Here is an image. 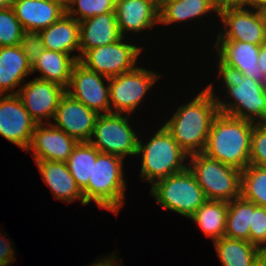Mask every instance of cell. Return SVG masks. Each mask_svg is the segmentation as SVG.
<instances>
[{
  "label": "cell",
  "instance_id": "cell-1",
  "mask_svg": "<svg viewBox=\"0 0 266 266\" xmlns=\"http://www.w3.org/2000/svg\"><path fill=\"white\" fill-rule=\"evenodd\" d=\"M213 87L214 84L209 83L191 101L178 106L162 124L189 155L203 152L212 122L219 113Z\"/></svg>",
  "mask_w": 266,
  "mask_h": 266
},
{
  "label": "cell",
  "instance_id": "cell-20",
  "mask_svg": "<svg viewBox=\"0 0 266 266\" xmlns=\"http://www.w3.org/2000/svg\"><path fill=\"white\" fill-rule=\"evenodd\" d=\"M35 163L54 199L68 204L81 200L82 205H88L85 202L82 190L70 174L66 162L38 160Z\"/></svg>",
  "mask_w": 266,
  "mask_h": 266
},
{
  "label": "cell",
  "instance_id": "cell-7",
  "mask_svg": "<svg viewBox=\"0 0 266 266\" xmlns=\"http://www.w3.org/2000/svg\"><path fill=\"white\" fill-rule=\"evenodd\" d=\"M149 195L165 210L188 219L207 200L203 189L188 167L156 181L151 186Z\"/></svg>",
  "mask_w": 266,
  "mask_h": 266
},
{
  "label": "cell",
  "instance_id": "cell-27",
  "mask_svg": "<svg viewBox=\"0 0 266 266\" xmlns=\"http://www.w3.org/2000/svg\"><path fill=\"white\" fill-rule=\"evenodd\" d=\"M228 202L206 200L189 218L213 241L224 237Z\"/></svg>",
  "mask_w": 266,
  "mask_h": 266
},
{
  "label": "cell",
  "instance_id": "cell-39",
  "mask_svg": "<svg viewBox=\"0 0 266 266\" xmlns=\"http://www.w3.org/2000/svg\"><path fill=\"white\" fill-rule=\"evenodd\" d=\"M258 65L266 77V44L260 45V51L258 55Z\"/></svg>",
  "mask_w": 266,
  "mask_h": 266
},
{
  "label": "cell",
  "instance_id": "cell-31",
  "mask_svg": "<svg viewBox=\"0 0 266 266\" xmlns=\"http://www.w3.org/2000/svg\"><path fill=\"white\" fill-rule=\"evenodd\" d=\"M116 0H71L66 13L81 22L96 15L115 11Z\"/></svg>",
  "mask_w": 266,
  "mask_h": 266
},
{
  "label": "cell",
  "instance_id": "cell-43",
  "mask_svg": "<svg viewBox=\"0 0 266 266\" xmlns=\"http://www.w3.org/2000/svg\"><path fill=\"white\" fill-rule=\"evenodd\" d=\"M51 1L58 3L65 10L69 7V5L71 3V0H51Z\"/></svg>",
  "mask_w": 266,
  "mask_h": 266
},
{
  "label": "cell",
  "instance_id": "cell-45",
  "mask_svg": "<svg viewBox=\"0 0 266 266\" xmlns=\"http://www.w3.org/2000/svg\"><path fill=\"white\" fill-rule=\"evenodd\" d=\"M261 12H262V15L264 17V21L266 22V4L260 8Z\"/></svg>",
  "mask_w": 266,
  "mask_h": 266
},
{
  "label": "cell",
  "instance_id": "cell-19",
  "mask_svg": "<svg viewBox=\"0 0 266 266\" xmlns=\"http://www.w3.org/2000/svg\"><path fill=\"white\" fill-rule=\"evenodd\" d=\"M11 7L24 31L29 32L46 29L66 13L51 0H13Z\"/></svg>",
  "mask_w": 266,
  "mask_h": 266
},
{
  "label": "cell",
  "instance_id": "cell-8",
  "mask_svg": "<svg viewBox=\"0 0 266 266\" xmlns=\"http://www.w3.org/2000/svg\"><path fill=\"white\" fill-rule=\"evenodd\" d=\"M128 114H99L89 143L100 153L122 157L136 156L139 135L130 125ZM95 139V140H94Z\"/></svg>",
  "mask_w": 266,
  "mask_h": 266
},
{
  "label": "cell",
  "instance_id": "cell-6",
  "mask_svg": "<svg viewBox=\"0 0 266 266\" xmlns=\"http://www.w3.org/2000/svg\"><path fill=\"white\" fill-rule=\"evenodd\" d=\"M188 161V168L207 200L231 202L241 196V170L203 152L190 154Z\"/></svg>",
  "mask_w": 266,
  "mask_h": 266
},
{
  "label": "cell",
  "instance_id": "cell-2",
  "mask_svg": "<svg viewBox=\"0 0 266 266\" xmlns=\"http://www.w3.org/2000/svg\"><path fill=\"white\" fill-rule=\"evenodd\" d=\"M216 59L217 77L221 80L220 83H223L222 86L227 95L222 98H225L224 100L221 99V96H216L219 112L253 123H266V90L264 85L245 76L240 70L229 66L218 56Z\"/></svg>",
  "mask_w": 266,
  "mask_h": 266
},
{
  "label": "cell",
  "instance_id": "cell-37",
  "mask_svg": "<svg viewBox=\"0 0 266 266\" xmlns=\"http://www.w3.org/2000/svg\"><path fill=\"white\" fill-rule=\"evenodd\" d=\"M113 253H117V251L112 252V255L106 256V257H99L98 259L95 260V262H92V264H90L91 266H124L122 262H119V256L113 254ZM118 259V260H117ZM89 265V266H90ZM88 266V265H87Z\"/></svg>",
  "mask_w": 266,
  "mask_h": 266
},
{
  "label": "cell",
  "instance_id": "cell-3",
  "mask_svg": "<svg viewBox=\"0 0 266 266\" xmlns=\"http://www.w3.org/2000/svg\"><path fill=\"white\" fill-rule=\"evenodd\" d=\"M254 123L219 112L214 118L203 153L243 171L249 165Z\"/></svg>",
  "mask_w": 266,
  "mask_h": 266
},
{
  "label": "cell",
  "instance_id": "cell-13",
  "mask_svg": "<svg viewBox=\"0 0 266 266\" xmlns=\"http://www.w3.org/2000/svg\"><path fill=\"white\" fill-rule=\"evenodd\" d=\"M65 93L66 89L59 84L34 78L20 86L17 96L37 124H46L53 120L59 101Z\"/></svg>",
  "mask_w": 266,
  "mask_h": 266
},
{
  "label": "cell",
  "instance_id": "cell-32",
  "mask_svg": "<svg viewBox=\"0 0 266 266\" xmlns=\"http://www.w3.org/2000/svg\"><path fill=\"white\" fill-rule=\"evenodd\" d=\"M24 32L12 7L0 10V47L19 45Z\"/></svg>",
  "mask_w": 266,
  "mask_h": 266
},
{
  "label": "cell",
  "instance_id": "cell-38",
  "mask_svg": "<svg viewBox=\"0 0 266 266\" xmlns=\"http://www.w3.org/2000/svg\"><path fill=\"white\" fill-rule=\"evenodd\" d=\"M212 2L218 10L227 7H243L245 4V0H212Z\"/></svg>",
  "mask_w": 266,
  "mask_h": 266
},
{
  "label": "cell",
  "instance_id": "cell-28",
  "mask_svg": "<svg viewBox=\"0 0 266 266\" xmlns=\"http://www.w3.org/2000/svg\"><path fill=\"white\" fill-rule=\"evenodd\" d=\"M251 201L242 196L228 202L224 237L249 242Z\"/></svg>",
  "mask_w": 266,
  "mask_h": 266
},
{
  "label": "cell",
  "instance_id": "cell-21",
  "mask_svg": "<svg viewBox=\"0 0 266 266\" xmlns=\"http://www.w3.org/2000/svg\"><path fill=\"white\" fill-rule=\"evenodd\" d=\"M121 37L115 11L79 22L80 58L88 50L114 43Z\"/></svg>",
  "mask_w": 266,
  "mask_h": 266
},
{
  "label": "cell",
  "instance_id": "cell-17",
  "mask_svg": "<svg viewBox=\"0 0 266 266\" xmlns=\"http://www.w3.org/2000/svg\"><path fill=\"white\" fill-rule=\"evenodd\" d=\"M216 56L223 62L240 70L245 76L265 84L266 77L258 65L260 46L248 42L216 40Z\"/></svg>",
  "mask_w": 266,
  "mask_h": 266
},
{
  "label": "cell",
  "instance_id": "cell-36",
  "mask_svg": "<svg viewBox=\"0 0 266 266\" xmlns=\"http://www.w3.org/2000/svg\"><path fill=\"white\" fill-rule=\"evenodd\" d=\"M0 236V266H9L15 262L16 251H14L13 242L11 240L9 242V239L5 238L6 235H3V237L0 234Z\"/></svg>",
  "mask_w": 266,
  "mask_h": 266
},
{
  "label": "cell",
  "instance_id": "cell-44",
  "mask_svg": "<svg viewBox=\"0 0 266 266\" xmlns=\"http://www.w3.org/2000/svg\"><path fill=\"white\" fill-rule=\"evenodd\" d=\"M13 0H0V10L11 7Z\"/></svg>",
  "mask_w": 266,
  "mask_h": 266
},
{
  "label": "cell",
  "instance_id": "cell-4",
  "mask_svg": "<svg viewBox=\"0 0 266 266\" xmlns=\"http://www.w3.org/2000/svg\"><path fill=\"white\" fill-rule=\"evenodd\" d=\"M143 143L139 137L137 157H141L140 178L151 183L180 172L188 167L189 154L185 152L164 126ZM187 163H186V162Z\"/></svg>",
  "mask_w": 266,
  "mask_h": 266
},
{
  "label": "cell",
  "instance_id": "cell-29",
  "mask_svg": "<svg viewBox=\"0 0 266 266\" xmlns=\"http://www.w3.org/2000/svg\"><path fill=\"white\" fill-rule=\"evenodd\" d=\"M99 154L89 142H78L66 161L70 174L81 190L87 186L88 180L92 179L93 160H97Z\"/></svg>",
  "mask_w": 266,
  "mask_h": 266
},
{
  "label": "cell",
  "instance_id": "cell-48",
  "mask_svg": "<svg viewBox=\"0 0 266 266\" xmlns=\"http://www.w3.org/2000/svg\"><path fill=\"white\" fill-rule=\"evenodd\" d=\"M171 0H162V3L164 4L165 2H169Z\"/></svg>",
  "mask_w": 266,
  "mask_h": 266
},
{
  "label": "cell",
  "instance_id": "cell-47",
  "mask_svg": "<svg viewBox=\"0 0 266 266\" xmlns=\"http://www.w3.org/2000/svg\"><path fill=\"white\" fill-rule=\"evenodd\" d=\"M264 44H266V25H265V32H264Z\"/></svg>",
  "mask_w": 266,
  "mask_h": 266
},
{
  "label": "cell",
  "instance_id": "cell-35",
  "mask_svg": "<svg viewBox=\"0 0 266 266\" xmlns=\"http://www.w3.org/2000/svg\"><path fill=\"white\" fill-rule=\"evenodd\" d=\"M18 46L22 49L31 65L35 63L38 57L45 50V46L39 32L25 31Z\"/></svg>",
  "mask_w": 266,
  "mask_h": 266
},
{
  "label": "cell",
  "instance_id": "cell-42",
  "mask_svg": "<svg viewBox=\"0 0 266 266\" xmlns=\"http://www.w3.org/2000/svg\"><path fill=\"white\" fill-rule=\"evenodd\" d=\"M145 2L150 3L151 5H153L158 11H160V9L162 8V0H143Z\"/></svg>",
  "mask_w": 266,
  "mask_h": 266
},
{
  "label": "cell",
  "instance_id": "cell-12",
  "mask_svg": "<svg viewBox=\"0 0 266 266\" xmlns=\"http://www.w3.org/2000/svg\"><path fill=\"white\" fill-rule=\"evenodd\" d=\"M66 93L98 114L110 113L109 78L87 69L79 61L72 69Z\"/></svg>",
  "mask_w": 266,
  "mask_h": 266
},
{
  "label": "cell",
  "instance_id": "cell-14",
  "mask_svg": "<svg viewBox=\"0 0 266 266\" xmlns=\"http://www.w3.org/2000/svg\"><path fill=\"white\" fill-rule=\"evenodd\" d=\"M37 122L16 95H0V135L26 151Z\"/></svg>",
  "mask_w": 266,
  "mask_h": 266
},
{
  "label": "cell",
  "instance_id": "cell-22",
  "mask_svg": "<svg viewBox=\"0 0 266 266\" xmlns=\"http://www.w3.org/2000/svg\"><path fill=\"white\" fill-rule=\"evenodd\" d=\"M29 74L32 65L18 45L0 47V95H16Z\"/></svg>",
  "mask_w": 266,
  "mask_h": 266
},
{
  "label": "cell",
  "instance_id": "cell-10",
  "mask_svg": "<svg viewBox=\"0 0 266 266\" xmlns=\"http://www.w3.org/2000/svg\"><path fill=\"white\" fill-rule=\"evenodd\" d=\"M143 49L140 44L128 43L126 37H121L114 43L88 50L79 62L87 69L111 78L135 69Z\"/></svg>",
  "mask_w": 266,
  "mask_h": 266
},
{
  "label": "cell",
  "instance_id": "cell-23",
  "mask_svg": "<svg viewBox=\"0 0 266 266\" xmlns=\"http://www.w3.org/2000/svg\"><path fill=\"white\" fill-rule=\"evenodd\" d=\"M45 49L71 55L78 51L76 60H80L79 22L67 13L54 24L39 32Z\"/></svg>",
  "mask_w": 266,
  "mask_h": 266
},
{
  "label": "cell",
  "instance_id": "cell-18",
  "mask_svg": "<svg viewBox=\"0 0 266 266\" xmlns=\"http://www.w3.org/2000/svg\"><path fill=\"white\" fill-rule=\"evenodd\" d=\"M115 12L122 37L129 32L140 35L159 25V11L143 0H116Z\"/></svg>",
  "mask_w": 266,
  "mask_h": 266
},
{
  "label": "cell",
  "instance_id": "cell-11",
  "mask_svg": "<svg viewBox=\"0 0 266 266\" xmlns=\"http://www.w3.org/2000/svg\"><path fill=\"white\" fill-rule=\"evenodd\" d=\"M218 18L222 29L219 28L216 40L241 41L258 46L264 44L266 22L260 9L227 7L219 10Z\"/></svg>",
  "mask_w": 266,
  "mask_h": 266
},
{
  "label": "cell",
  "instance_id": "cell-15",
  "mask_svg": "<svg viewBox=\"0 0 266 266\" xmlns=\"http://www.w3.org/2000/svg\"><path fill=\"white\" fill-rule=\"evenodd\" d=\"M98 116L97 112L65 93L59 101L51 124L78 142H88Z\"/></svg>",
  "mask_w": 266,
  "mask_h": 266
},
{
  "label": "cell",
  "instance_id": "cell-30",
  "mask_svg": "<svg viewBox=\"0 0 266 266\" xmlns=\"http://www.w3.org/2000/svg\"><path fill=\"white\" fill-rule=\"evenodd\" d=\"M241 196L266 207V167L248 165L241 172Z\"/></svg>",
  "mask_w": 266,
  "mask_h": 266
},
{
  "label": "cell",
  "instance_id": "cell-34",
  "mask_svg": "<svg viewBox=\"0 0 266 266\" xmlns=\"http://www.w3.org/2000/svg\"><path fill=\"white\" fill-rule=\"evenodd\" d=\"M249 242L261 247L266 245V207L251 202Z\"/></svg>",
  "mask_w": 266,
  "mask_h": 266
},
{
  "label": "cell",
  "instance_id": "cell-16",
  "mask_svg": "<svg viewBox=\"0 0 266 266\" xmlns=\"http://www.w3.org/2000/svg\"><path fill=\"white\" fill-rule=\"evenodd\" d=\"M77 144L78 141L75 138L51 123L37 124L26 152L32 153L34 161L66 162Z\"/></svg>",
  "mask_w": 266,
  "mask_h": 266
},
{
  "label": "cell",
  "instance_id": "cell-33",
  "mask_svg": "<svg viewBox=\"0 0 266 266\" xmlns=\"http://www.w3.org/2000/svg\"><path fill=\"white\" fill-rule=\"evenodd\" d=\"M249 165L266 167V123H254L251 133Z\"/></svg>",
  "mask_w": 266,
  "mask_h": 266
},
{
  "label": "cell",
  "instance_id": "cell-9",
  "mask_svg": "<svg viewBox=\"0 0 266 266\" xmlns=\"http://www.w3.org/2000/svg\"><path fill=\"white\" fill-rule=\"evenodd\" d=\"M163 75L137 66L129 72L109 78L110 113L132 115L146 93Z\"/></svg>",
  "mask_w": 266,
  "mask_h": 266
},
{
  "label": "cell",
  "instance_id": "cell-41",
  "mask_svg": "<svg viewBox=\"0 0 266 266\" xmlns=\"http://www.w3.org/2000/svg\"><path fill=\"white\" fill-rule=\"evenodd\" d=\"M259 259L266 266V245L259 247Z\"/></svg>",
  "mask_w": 266,
  "mask_h": 266
},
{
  "label": "cell",
  "instance_id": "cell-26",
  "mask_svg": "<svg viewBox=\"0 0 266 266\" xmlns=\"http://www.w3.org/2000/svg\"><path fill=\"white\" fill-rule=\"evenodd\" d=\"M213 243L222 266H253L259 259V247L248 241L221 237Z\"/></svg>",
  "mask_w": 266,
  "mask_h": 266
},
{
  "label": "cell",
  "instance_id": "cell-46",
  "mask_svg": "<svg viewBox=\"0 0 266 266\" xmlns=\"http://www.w3.org/2000/svg\"><path fill=\"white\" fill-rule=\"evenodd\" d=\"M253 266H265L261 261L260 259H258Z\"/></svg>",
  "mask_w": 266,
  "mask_h": 266
},
{
  "label": "cell",
  "instance_id": "cell-25",
  "mask_svg": "<svg viewBox=\"0 0 266 266\" xmlns=\"http://www.w3.org/2000/svg\"><path fill=\"white\" fill-rule=\"evenodd\" d=\"M212 12L218 17L219 10L212 0H171L165 2L159 11V25L195 21Z\"/></svg>",
  "mask_w": 266,
  "mask_h": 266
},
{
  "label": "cell",
  "instance_id": "cell-24",
  "mask_svg": "<svg viewBox=\"0 0 266 266\" xmlns=\"http://www.w3.org/2000/svg\"><path fill=\"white\" fill-rule=\"evenodd\" d=\"M77 62L76 55L45 49L32 65V74L38 71L41 75L35 78L59 84L67 89L72 69Z\"/></svg>",
  "mask_w": 266,
  "mask_h": 266
},
{
  "label": "cell",
  "instance_id": "cell-40",
  "mask_svg": "<svg viewBox=\"0 0 266 266\" xmlns=\"http://www.w3.org/2000/svg\"><path fill=\"white\" fill-rule=\"evenodd\" d=\"M266 4V0H245L244 7L260 9Z\"/></svg>",
  "mask_w": 266,
  "mask_h": 266
},
{
  "label": "cell",
  "instance_id": "cell-5",
  "mask_svg": "<svg viewBox=\"0 0 266 266\" xmlns=\"http://www.w3.org/2000/svg\"><path fill=\"white\" fill-rule=\"evenodd\" d=\"M123 162L122 157L106 153H100L97 160H93L92 179L82 190L87 204L93 201L99 208L119 214L127 186Z\"/></svg>",
  "mask_w": 266,
  "mask_h": 266
}]
</instances>
